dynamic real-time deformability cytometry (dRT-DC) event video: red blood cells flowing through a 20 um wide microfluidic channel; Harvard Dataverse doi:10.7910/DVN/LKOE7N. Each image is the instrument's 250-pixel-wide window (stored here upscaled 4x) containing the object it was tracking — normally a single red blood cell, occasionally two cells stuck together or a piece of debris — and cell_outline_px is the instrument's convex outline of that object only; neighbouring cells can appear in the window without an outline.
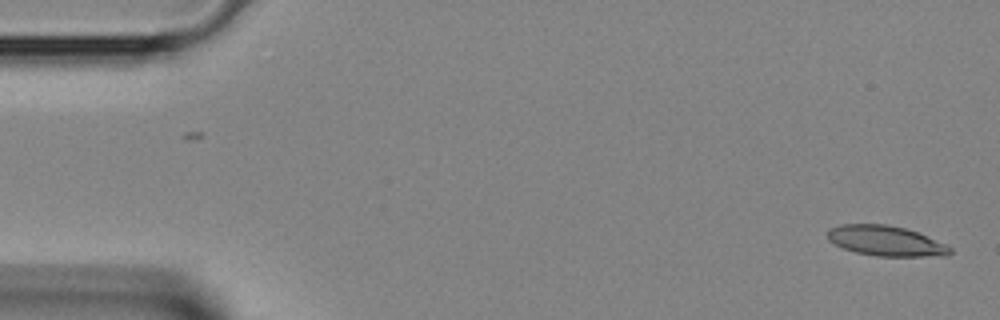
{"species": "Egyptian fruit bat (a non-hibernating species)", "species_latin": "Rousettus aegyptiacus", "temperature_condition": "room temperature", "stored_images_in_passage": 3, "camera_frame_rate_fps": 3000, "um_per_image_px": 0.085, "animal": {"sex": "female"}, "frame": {"image": 1, "passage_image": 1, "time_ms": 0.0, "image_size_px": [1000, 320], "cell_outline_px": [[952, 252], [948, 256], [876, 256], [856, 252], [844, 248], [828, 240], [828, 228], [840, 224], [888, 224], [904, 228], [916, 232], [944, 244], [952, 248]], "centroid_in_image_um": [75.28, 20.47], "position_along_channel_um": 9.7, "area_um2": 21.39}}